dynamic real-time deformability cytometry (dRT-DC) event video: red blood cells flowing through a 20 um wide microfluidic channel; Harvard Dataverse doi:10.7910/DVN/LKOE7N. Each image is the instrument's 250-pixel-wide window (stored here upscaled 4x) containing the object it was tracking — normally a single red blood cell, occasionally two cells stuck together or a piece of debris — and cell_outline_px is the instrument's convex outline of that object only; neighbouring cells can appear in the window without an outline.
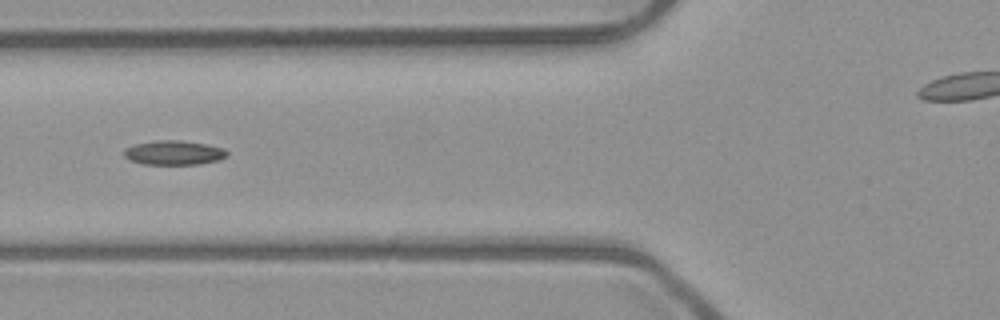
{"species": "common noctule bat (a hibernating species)", "species_latin": "Nyctalus noctula", "temperature_condition": "room temperature", "stored_images_in_passage": 6, "camera_frame_rate_fps": 3000, "um_per_image_px": 0.085, "animal": {"sex": "male", "body_mass_g": 23.1, "forearm_length_mm": 52.7}, "frame": {"image": 1, "passage_image": 5, "time_ms": 1.333, "image_size_px": [1000, 320], "cell_outline_px": [[228, 156], [220, 160], [200, 164], [144, 164], [132, 160], [124, 156], [124, 148], [136, 144], [156, 140], [180, 140], [208, 144], [224, 148], [228, 152]], "centroid_in_image_um": [14.83, 12.97], "position_along_channel_um": 111.0, "area_um2": 14.68}}
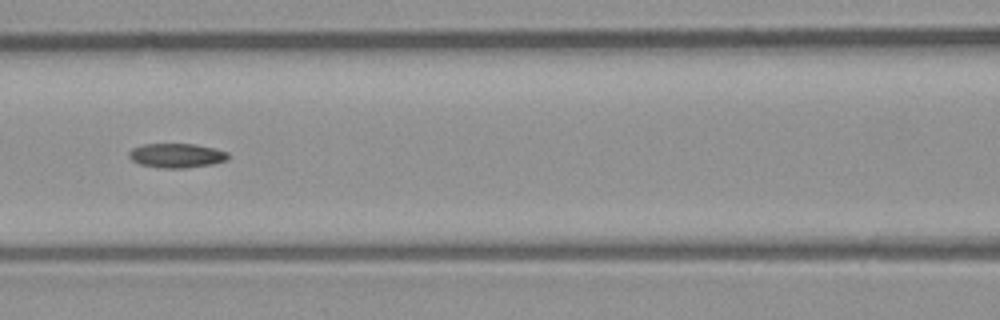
{"frame": {"image": 2, "passage_image": 6, "time_ms": 1.667, "image_size_px": [1000, 320], "cell_outline_px": [[228, 160], [212, 164], [188, 168], [160, 168], [140, 164], [132, 160], [128, 156], [128, 152], [132, 148], [144, 144], [196, 144], [216, 148], [228, 152]], "centroid_in_image_um": [15.02, 13.22], "position_along_channel_um": 151.6, "area_um2": 14.22}}